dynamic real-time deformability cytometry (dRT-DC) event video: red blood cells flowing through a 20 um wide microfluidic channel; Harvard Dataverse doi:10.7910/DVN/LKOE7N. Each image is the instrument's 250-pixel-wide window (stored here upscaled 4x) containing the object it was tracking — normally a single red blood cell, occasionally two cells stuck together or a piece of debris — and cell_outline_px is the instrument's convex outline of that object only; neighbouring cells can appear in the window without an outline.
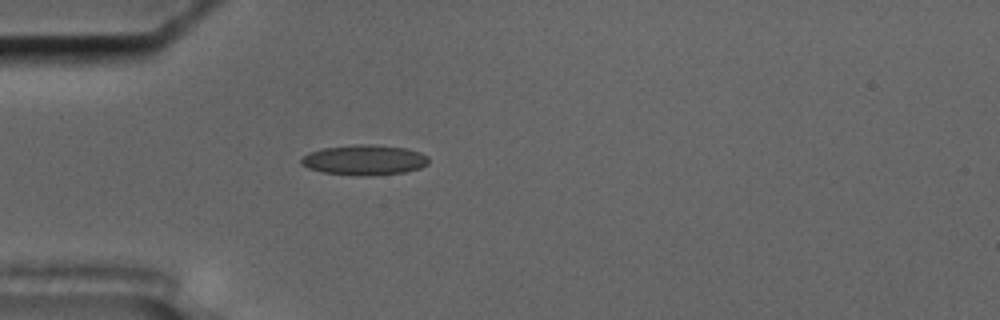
{"species": "common noctule bat (a hibernating species)", "species_latin": "Nyctalus noctula", "temperature_condition": "cold", "stored_images_in_passage": 56, "camera_frame_rate_fps": 3000, "um_per_image_px": 0.085, "animal": {"sex": "male", "body_mass_g": 17.5, "forearm_length_mm": 52.3}, "frame": {"image": 1, "passage_image": 16, "time_ms": 5.0, "image_size_px": [1000, 320], "cell_outline_px": [[428, 164], [420, 168], [404, 172], [372, 176], [356, 176], [324, 172], [308, 168], [300, 164], [300, 160], [308, 152], [324, 148], [356, 144], [372, 144], [404, 148], [420, 152], [428, 156]], "centroid_in_image_um": [30.97, 13.6], "position_along_channel_um": 54.0, "area_um2": 22.54}}
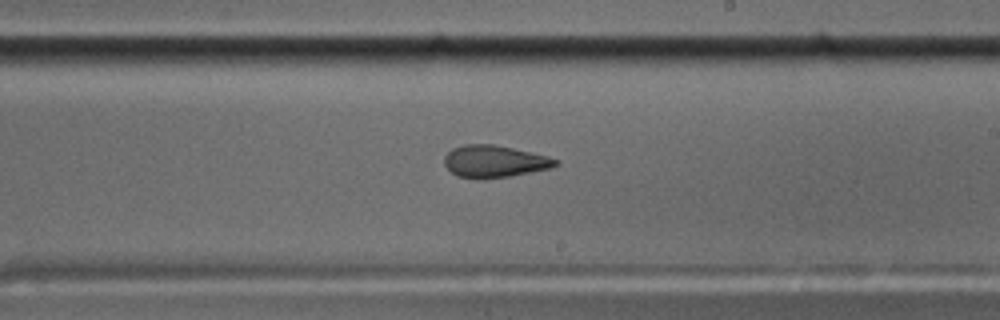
{"frame": {"image": 2, "passage_image": 33, "time_ms": 10.667, "image_size_px": [1000, 320], "cell_outline_px": [[560, 164], [552, 168], [512, 176], [480, 180], [456, 176], [444, 164], [444, 156], [452, 148], [464, 144], [492, 144], [512, 148], [548, 156], [560, 160]], "centroid_in_image_um": [42.04, 13.73], "position_along_channel_um": 247.0, "area_um2": 21.15}}
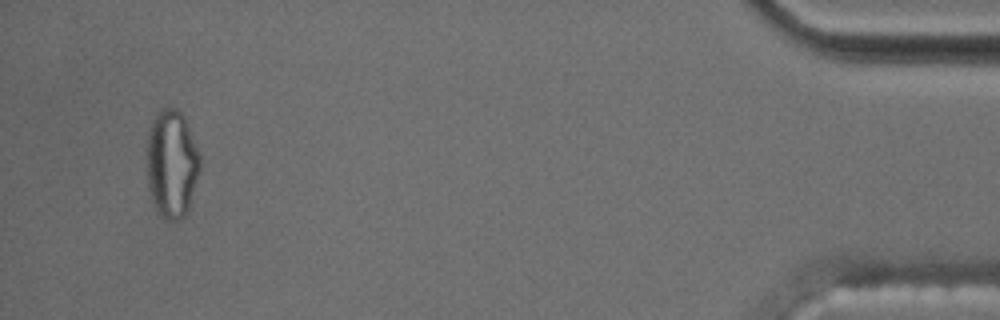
{"frame": {"image": 3, "passage_image": 54, "time_ms": 17.667, "image_size_px": [1000, 320], "cell_outline_px": [[200, 172], [188, 212], [180, 220], [168, 220], [156, 208], [152, 200], [148, 188], [148, 128], [156, 112], [160, 108], [176, 108], [184, 116], [200, 156]], "centroid_in_image_um": [14.61, 13.91], "position_along_channel_um": 420.6, "area_um2": 33.47}, "authors_computed_cell_mechanics": {"area_um2": 20.9814, "velocity_mm_per_s": 3.5466, "shape_relaxation_time_tau1_ms": null, "shape_relaxation_time_tau2_ms": 2.3794, "deformation_change_tau1": null, "deformation_change_tau2": 0.0814}}